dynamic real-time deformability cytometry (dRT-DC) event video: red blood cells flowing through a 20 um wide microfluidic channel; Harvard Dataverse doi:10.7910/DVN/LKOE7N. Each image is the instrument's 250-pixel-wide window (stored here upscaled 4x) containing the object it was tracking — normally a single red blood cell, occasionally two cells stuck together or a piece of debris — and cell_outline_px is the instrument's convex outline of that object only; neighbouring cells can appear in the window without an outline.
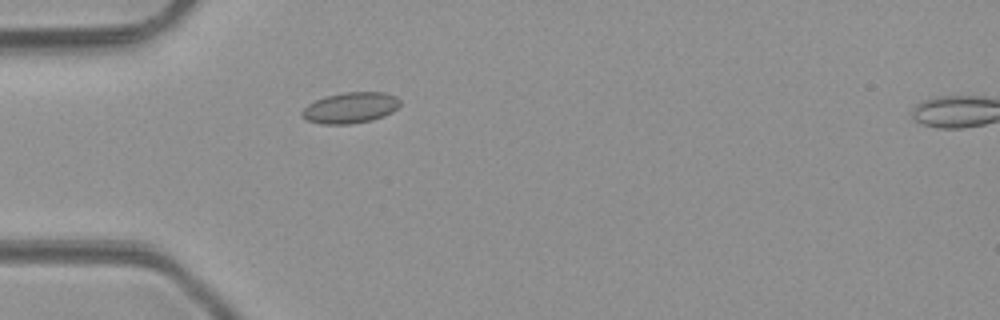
{"species": "common noctule bat (a hibernating species)", "species_latin": "Nyctalus noctula", "temperature_condition": "room temperature", "stored_images_in_passage": 2, "camera_frame_rate_fps": 3000, "um_per_image_px": 0.085, "animal": {"sex": "male", "body_mass_g": 23.1, "forearm_length_mm": 52.7}, "frame": {"image": 1, "passage_image": 1, "time_ms": 0.0, "image_size_px": [1000, 320], "cell_outline_px": [[400, 104], [392, 112], [384, 116], [372, 120], [352, 124], [320, 124], [304, 120], [300, 116], [300, 112], [308, 104], [324, 96], [344, 92], [384, 92], [396, 96], [400, 100]], "centroid_in_image_um": [29.74, 9.17], "position_along_channel_um": 55.3, "area_um2": 17.92}}